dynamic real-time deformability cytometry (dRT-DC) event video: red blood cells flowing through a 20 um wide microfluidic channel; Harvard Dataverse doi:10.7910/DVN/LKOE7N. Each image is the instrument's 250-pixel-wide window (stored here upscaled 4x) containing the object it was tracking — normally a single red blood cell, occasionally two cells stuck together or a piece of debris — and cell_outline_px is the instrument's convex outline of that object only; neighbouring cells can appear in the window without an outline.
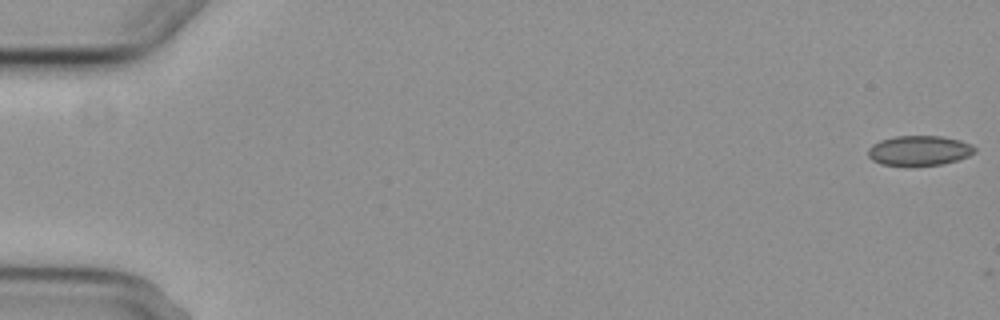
{"species": "common noctule bat (a hibernating species)", "species_latin": "Nyctalus noctula", "temperature_condition": "cold", "stored_images_in_passage": 2, "camera_frame_rate_fps": 3000, "um_per_image_px": 0.085, "animal": {"sex": "female", "body_mass_g": 29.2, "forearm_length_mm": 56.3}, "frame": {"image": 1, "passage_image": 1, "time_ms": 0.0, "image_size_px": [1000, 320], "cell_outline_px": [[976, 152], [968, 156], [956, 160], [940, 164], [880, 164], [872, 160], [868, 156], [868, 148], [872, 144], [880, 140], [896, 136], [940, 136], [960, 140], [972, 144], [976, 148]], "centroid_in_image_um": [78.14, 12.77], "position_along_channel_um": 6.9, "area_um2": 18.26}}